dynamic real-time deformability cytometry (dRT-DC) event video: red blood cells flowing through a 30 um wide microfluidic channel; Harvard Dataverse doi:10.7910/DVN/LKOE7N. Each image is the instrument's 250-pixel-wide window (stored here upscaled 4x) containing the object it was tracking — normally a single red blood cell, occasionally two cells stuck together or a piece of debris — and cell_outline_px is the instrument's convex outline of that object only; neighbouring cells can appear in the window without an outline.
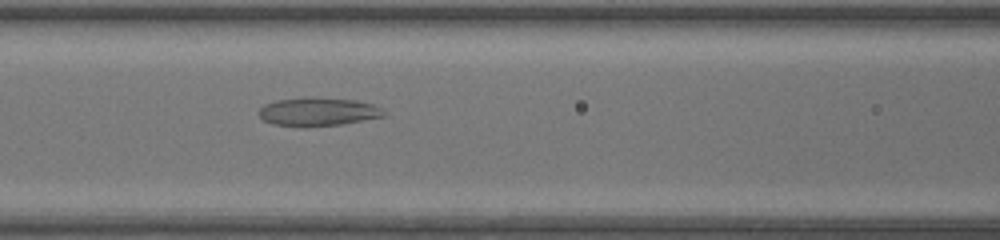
{"species": "common noctule bat (a hibernating species)", "species_latin": "Nyctalus noctula", "temperature_condition": "warm", "stored_images_in_passage": 30, "segment_of_instrument_passage": [1, 2], "camera_frame_rate_fps": 3000, "um_per_image_px": 0.085, "animal": {"sex": "female", "body_mass_g": 17.0, "forearm_length_mm": 48.0}, "frame": {"image": 1, "passage_image": 8, "time_ms": 2.333, "image_size_px": [1000, 240], "cell_outline_px": [[388, 112], [384, 116], [344, 124], [304, 128], [272, 124], [264, 120], [260, 116], [260, 108], [264, 104], [276, 100], [304, 96], [316, 96], [356, 100], [372, 104]], "centroid_in_image_um": [27.03, 9.49], "position_along_channel_um": 139.6, "area_um2": 21.33}}
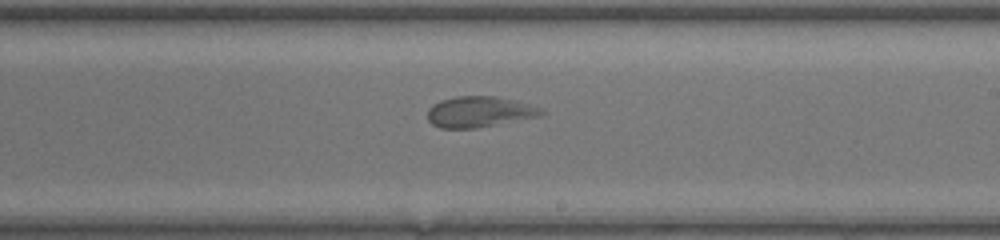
{"frame": {"image": 2, "passage_image": 16, "time_ms": 5.0, "image_size_px": [1000, 240], "cell_outline_px": [[544, 112], [540, 116], [476, 128], [440, 128], [432, 124], [428, 120], [428, 108], [432, 104], [440, 100], [456, 96], [496, 96], [544, 108]], "centroid_in_image_um": [40.72, 9.5], "position_along_channel_um": 248.3, "area_um2": 20.4}}
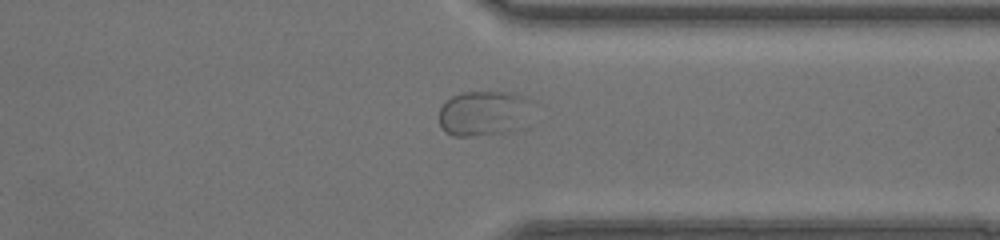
{"frame": {"image": 3, "passage_image": 25, "time_ms": 8.0, "image_size_px": [1000, 240], "cell_outline_px": [[536, 100], [524, 128], [504, 132], [468, 136], [452, 136], [444, 132], [440, 124], [440, 108], [452, 96], [464, 92], [508, 92], [524, 96]], "centroid_in_image_um": [41.21, 9.62], "position_along_channel_um": 370.2, "area_um2": 25.09}}